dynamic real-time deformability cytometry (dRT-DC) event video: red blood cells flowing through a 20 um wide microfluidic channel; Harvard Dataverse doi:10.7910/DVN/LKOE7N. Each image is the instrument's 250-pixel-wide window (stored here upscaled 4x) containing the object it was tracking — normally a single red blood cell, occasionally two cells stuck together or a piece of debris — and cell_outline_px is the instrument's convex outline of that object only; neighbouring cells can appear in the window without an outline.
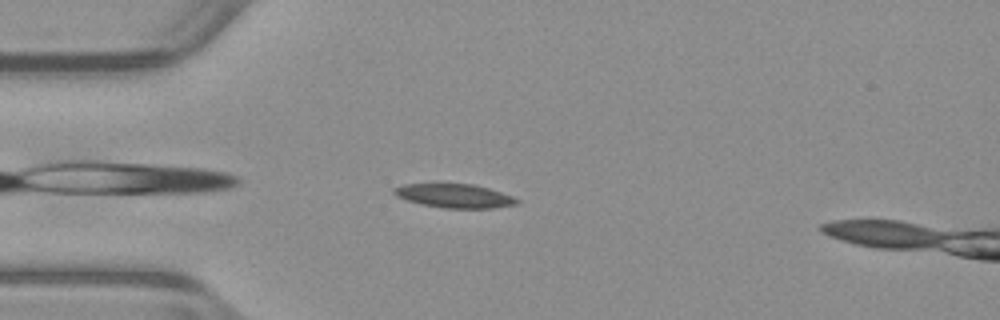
{"species": "common noctule bat (a hibernating species)", "species_latin": "Nyctalus noctula", "temperature_condition": "warm", "stored_images_in_passage": 33, "camera_frame_rate_fps": 3000, "um_per_image_px": 0.085, "animal": {"sex": "male", "body_mass_g": 23.1, "forearm_length_mm": 52.7}, "frame": {"image": 1, "passage_image": 5, "time_ms": 1.333, "image_size_px": [1000, 320], "cell_outline_px": [[520, 200], [516, 204], [492, 208], [444, 208], [424, 204], [408, 200], [396, 196], [392, 192], [392, 188], [404, 184], [472, 184], [488, 188], [512, 196]], "centroid_in_image_um": [38.61, 16.64], "position_along_channel_um": 46.4, "area_um2": 16.82}}
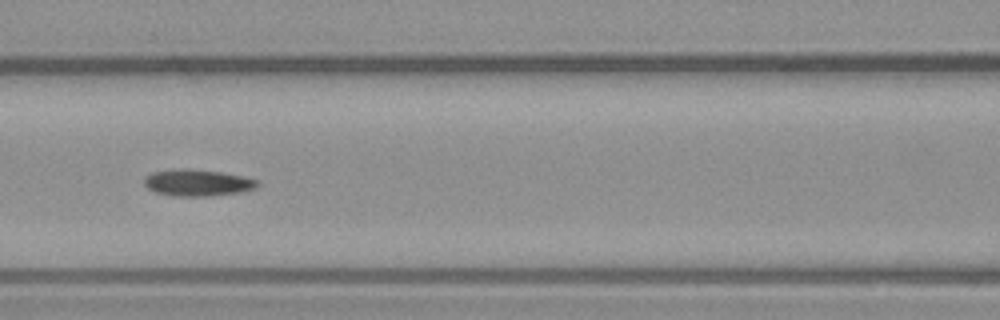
{"frame": {"image": 2, "passage_image": 14, "time_ms": 4.333, "image_size_px": [1000, 320], "cell_outline_px": [[260, 184], [256, 188], [240, 192], [208, 196], [176, 196], [156, 192], [148, 188], [144, 184], [144, 176], [152, 172], [180, 168], [188, 168], [220, 172], [244, 176], [260, 180]], "centroid_in_image_um": [16.81, 15.52], "position_along_channel_um": 149.8, "area_um2": 17.69}}
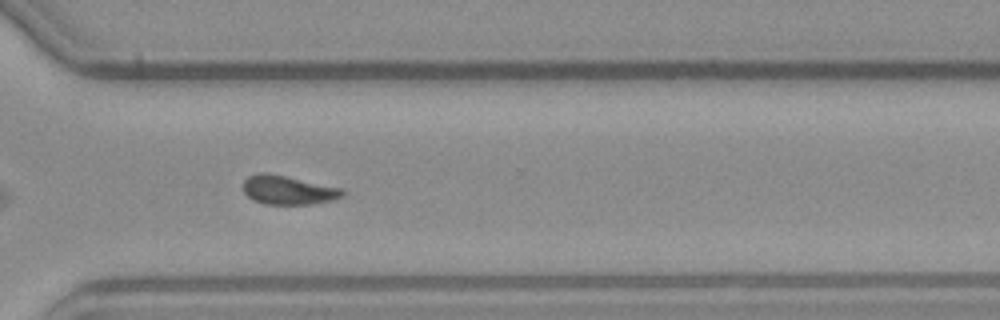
{"frame": {"image": 3, "passage_image": 29, "time_ms": 9.333, "image_size_px": [1000, 320], "cell_outline_px": [[344, 196], [332, 200], [308, 204], [264, 204], [252, 200], [244, 192], [244, 180], [248, 176], [260, 172], [268, 172], [344, 188]], "centroid_in_image_um": [24.5, 16.14], "position_along_channel_um": 346.1, "area_um2": 16.88}}